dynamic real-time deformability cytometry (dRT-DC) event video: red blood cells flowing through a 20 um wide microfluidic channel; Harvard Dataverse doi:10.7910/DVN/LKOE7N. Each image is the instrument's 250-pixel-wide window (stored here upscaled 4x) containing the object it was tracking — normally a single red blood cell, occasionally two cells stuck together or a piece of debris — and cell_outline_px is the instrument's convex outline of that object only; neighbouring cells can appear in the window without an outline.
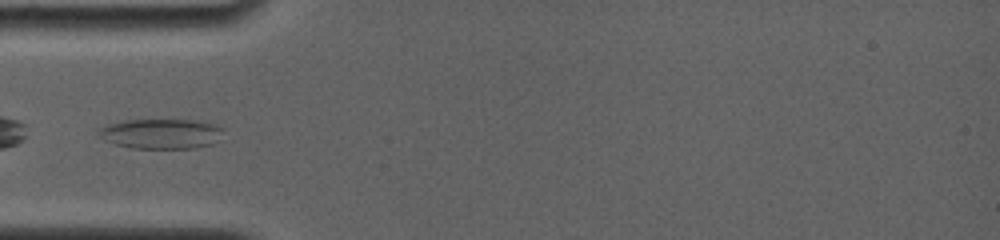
{"species": "common noctule bat (a hibernating species)", "species_latin": "Nyctalus noctula", "temperature_condition": "room temperature", "stored_images_in_passage": 4, "camera_frame_rate_fps": 4000, "um_per_image_px": 0.085, "animal": {"sex": "female", "body_mass_g": 19.0, "forearm_length_mm": 56.7}, "frame": {"image": 1, "passage_image": 1, "time_ms": 0.0, "image_size_px": [1000, 240], "cell_outline_px": [[224, 128], [212, 144], [192, 148], [132, 148], [112, 144], [104, 140], [100, 132], [100, 128], [108, 124], [128, 120], [196, 120], [212, 124]], "centroid_in_image_um": [13.67, 11.37], "position_along_channel_um": 71.3, "area_um2": 21.39}}